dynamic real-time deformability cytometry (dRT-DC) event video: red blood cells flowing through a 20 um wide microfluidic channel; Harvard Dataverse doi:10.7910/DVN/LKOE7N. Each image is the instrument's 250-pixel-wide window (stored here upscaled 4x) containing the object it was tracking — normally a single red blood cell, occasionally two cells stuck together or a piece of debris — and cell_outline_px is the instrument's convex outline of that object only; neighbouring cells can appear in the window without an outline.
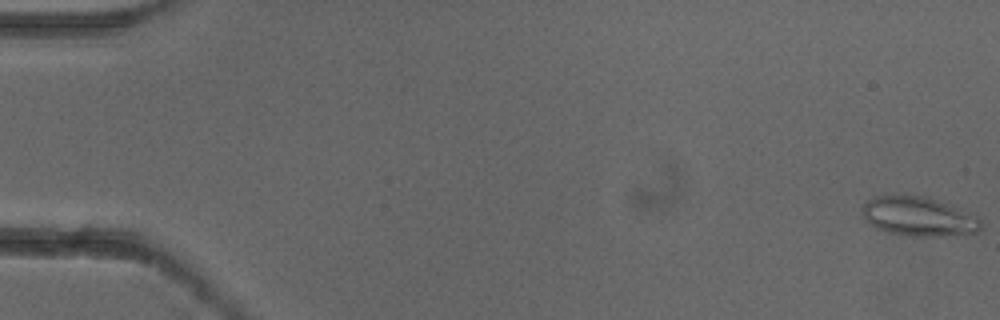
{"species": "common noctule bat (a hibernating species)", "species_latin": "Nyctalus noctula", "temperature_condition": "cold", "stored_images_in_passage": 4, "camera_frame_rate_fps": 3000, "um_per_image_px": 0.085, "animal": {"sex": "female"}, "frame": {"image": 1, "passage_image": 1, "time_ms": 0.0, "image_size_px": [1000, 320], "cell_outline_px": [[980, 232], [944, 236], [908, 236], [888, 232], [876, 228], [868, 224], [864, 220], [864, 204], [872, 196], [924, 196], [976, 216], [980, 220]], "centroid_in_image_um": [78.04, 18.43], "position_along_channel_um": 7.0, "area_um2": 26.59}}